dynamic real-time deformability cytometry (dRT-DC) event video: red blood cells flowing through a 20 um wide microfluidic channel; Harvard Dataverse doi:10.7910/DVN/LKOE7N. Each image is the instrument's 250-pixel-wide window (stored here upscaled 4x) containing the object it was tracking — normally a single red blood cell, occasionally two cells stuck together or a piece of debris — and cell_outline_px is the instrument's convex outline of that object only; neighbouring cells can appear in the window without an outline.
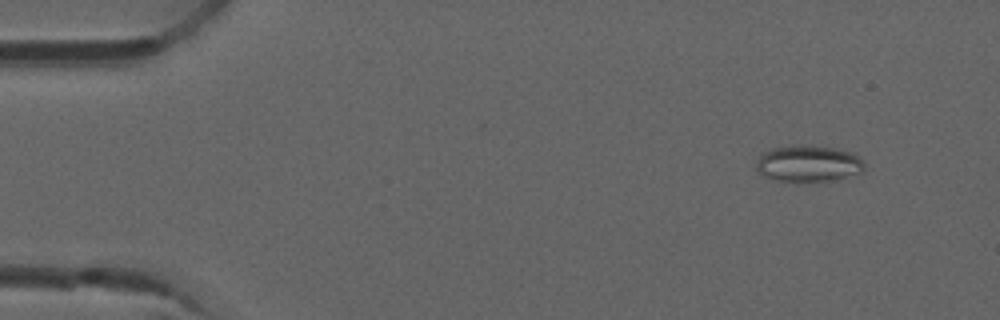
{"species": "common noctule bat (a hibernating species)", "species_latin": "Nyctalus noctula", "temperature_condition": "room temperature", "stored_images_in_passage": 52, "camera_frame_rate_fps": 3000, "um_per_image_px": 0.085, "animal": {"sex": "male", "forearm_length_mm": 52.5}, "frame": {"image": 1, "passage_image": 5, "time_ms": 1.333, "image_size_px": [1000, 320], "cell_outline_px": [[864, 172], [836, 180], [776, 180], [760, 172], [756, 168], [756, 160], [764, 152], [772, 148], [832, 148], [852, 152], [864, 160]], "centroid_in_image_um": [68.79, 13.94], "position_along_channel_um": 16.2, "area_um2": 21.85}}
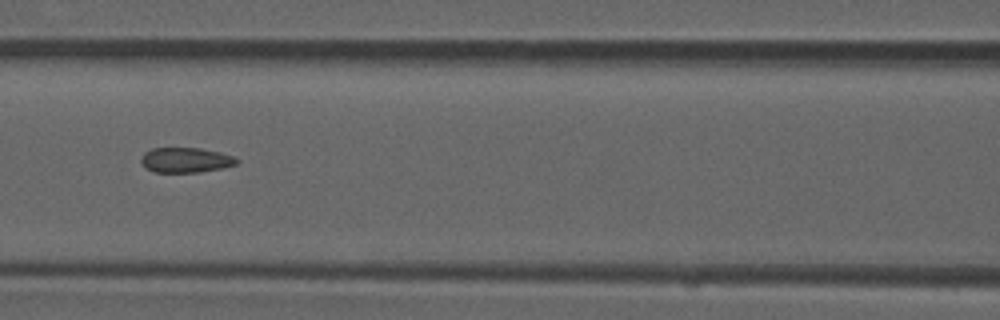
{"frame": {"image": 2, "passage_image": 23, "time_ms": 7.333, "image_size_px": [1000, 320], "cell_outline_px": [[240, 160], [236, 164], [220, 168], [200, 172], [152, 172], [144, 168], [140, 160], [140, 156], [144, 152], [152, 148], [200, 148], [220, 152], [236, 156]], "centroid_in_image_um": [15.76, 13.6], "position_along_channel_um": 150.8, "area_um2": 14.16}}
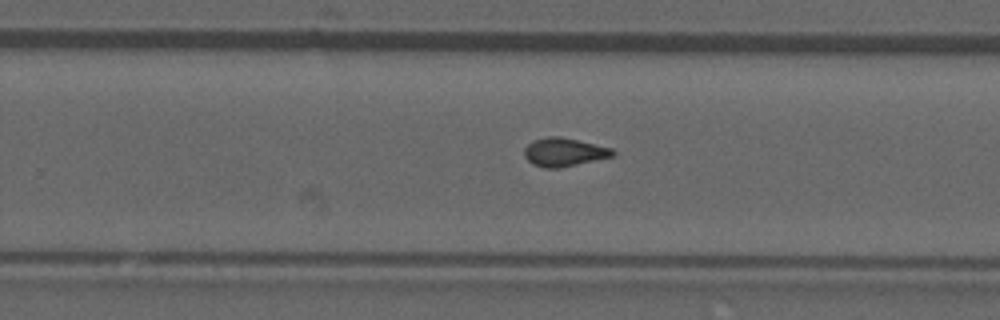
{"frame": {"image": 3, "passage_image": 33, "time_ms": 10.667, "image_size_px": [1000, 320], "cell_outline_px": [[616, 156], [560, 168], [544, 168], [532, 164], [524, 156], [524, 148], [532, 140], [548, 136], [560, 136], [612, 148], [616, 152]], "centroid_in_image_um": [47.95, 12.93], "position_along_channel_um": 281.8, "area_um2": 14.85}, "authors_computed_cell_mechanics": {"area_um2": 14.4789, "velocity_mm_per_s": 3.9412, "shape_relaxation_time_tau1_ms": null, "shape_relaxation_time_tau2_ms": 1.3745, "deformation_change_tau1": null, "deformation_change_tau2": 0.0862}}